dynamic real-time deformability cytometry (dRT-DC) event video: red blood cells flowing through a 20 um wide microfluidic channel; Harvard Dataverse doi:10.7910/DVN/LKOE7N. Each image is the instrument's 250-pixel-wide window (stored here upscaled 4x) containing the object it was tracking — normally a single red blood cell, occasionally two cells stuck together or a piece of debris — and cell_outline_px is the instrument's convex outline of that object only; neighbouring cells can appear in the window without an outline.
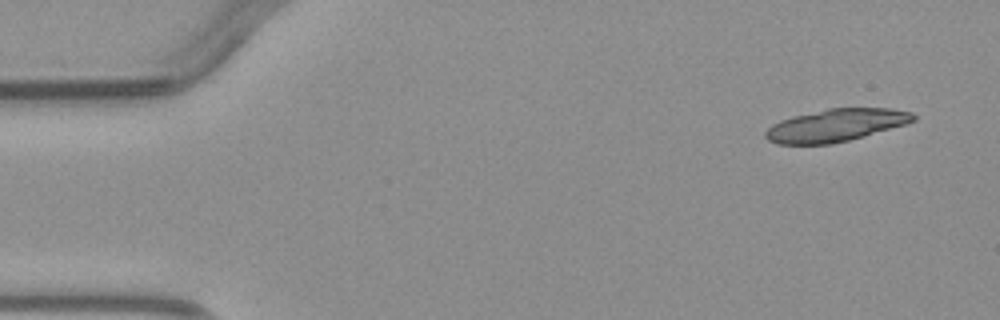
{"species": "common noctule bat (a hibernating species)", "species_latin": "Nyctalus noctula", "temperature_condition": "warm", "stored_images_in_passage": 4, "segment_of_instrument_passage": [1, 2], "camera_frame_rate_fps": 3000, "um_per_image_px": 0.085, "animal": {"sex": "male", "body_mass_g": 23.1, "forearm_length_mm": 52.7}, "frame": {"image": 1, "passage_image": 1, "time_ms": 0.0, "image_size_px": [1000, 320], "cell_outline_px": [[916, 120], [904, 124], [864, 136], [832, 144], [776, 144], [768, 140], [764, 136], [764, 132], [772, 124], [780, 120], [792, 116], [828, 108], [892, 108], [912, 112], [916, 116]], "centroid_in_image_um": [71.02, 10.64], "position_along_channel_um": 14.0, "area_um2": 28.03}}